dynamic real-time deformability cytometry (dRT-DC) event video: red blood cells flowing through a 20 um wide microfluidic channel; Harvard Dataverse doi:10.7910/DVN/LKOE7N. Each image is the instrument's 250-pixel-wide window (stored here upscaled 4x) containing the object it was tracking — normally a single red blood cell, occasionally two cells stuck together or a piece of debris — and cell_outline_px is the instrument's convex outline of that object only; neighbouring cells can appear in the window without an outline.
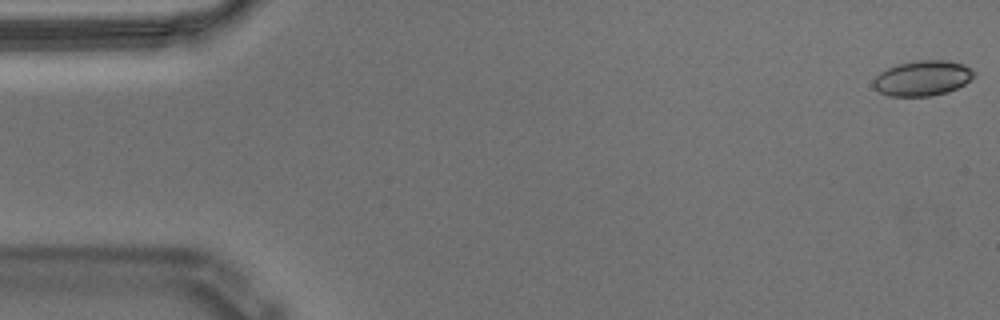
{"species": "Egyptian fruit bat (a non-hibernating species)", "species_latin": "Rousettus aegyptiacus", "temperature_condition": "warm", "stored_images_in_passage": 10, "camera_frame_rate_fps": 3000, "um_per_image_px": 0.085, "animal": {"sex": "male"}, "frame": {"image": 1, "passage_image": 1, "time_ms": 0.0, "image_size_px": [1000, 320], "cell_outline_px": [[976, 76], [964, 84], [948, 92], [928, 96], [888, 96], [880, 92], [872, 84], [872, 80], [880, 72], [896, 64], [916, 60], [948, 60], [964, 64], [976, 72]], "centroid_in_image_um": [78.42, 6.63], "position_along_channel_um": 6.6, "area_um2": 20.81}}